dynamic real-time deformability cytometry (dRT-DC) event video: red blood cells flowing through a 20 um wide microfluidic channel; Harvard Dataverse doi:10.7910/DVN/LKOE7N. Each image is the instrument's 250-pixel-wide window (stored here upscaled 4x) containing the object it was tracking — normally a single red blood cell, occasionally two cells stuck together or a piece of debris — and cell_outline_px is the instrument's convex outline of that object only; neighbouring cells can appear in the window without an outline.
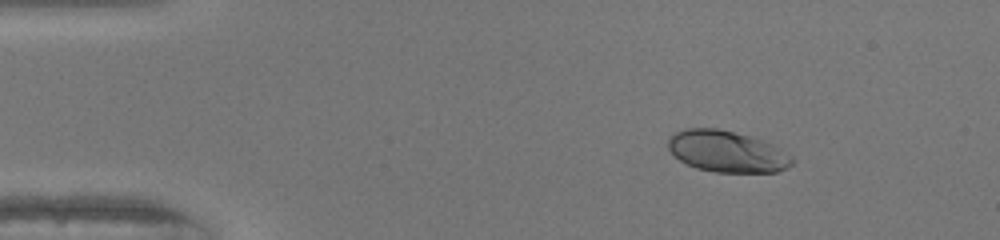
{"species": "human", "species_latin": "Homo sapiens", "temperature_condition": "warm", "stored_images_in_passage": 44, "camera_frame_rate_fps": 3000, "um_per_image_px": 0.085, "donor": {"sex": "female"}, "frame": {"image": 1, "passage_image": 1, "time_ms": 0.0, "image_size_px": [1000, 240], "cell_outline_px": [[796, 160], [788, 168], [776, 172], [716, 172], [696, 168], [680, 160], [668, 148], [668, 140], [676, 132], [688, 128], [716, 128], [748, 136], [760, 140], [792, 156]], "centroid_in_image_um": [61.79, 12.89], "position_along_channel_um": 23.2, "area_um2": 29.36}}
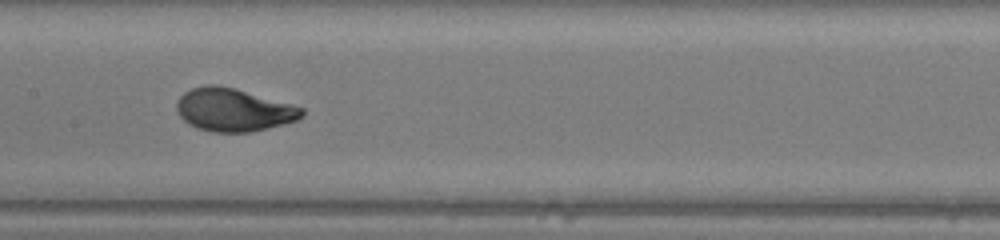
{"frame": {"image": 2, "passage_image": 19, "time_ms": 6.0, "image_size_px": [1000, 240], "cell_outline_px": [[304, 116], [296, 120], [284, 124], [268, 128], [248, 132], [212, 132], [196, 128], [188, 124], [176, 112], [176, 104], [180, 96], [184, 92], [192, 88], [204, 84], [216, 84], [236, 88], [304, 108]], "centroid_in_image_um": [19.82, 9.33], "position_along_channel_um": 187.6, "area_um2": 31.5}}
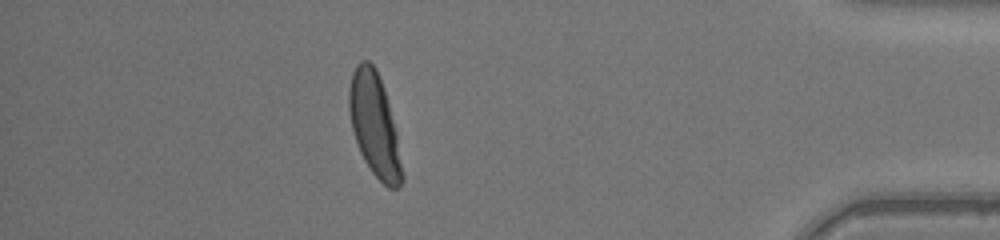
{"frame": {"image": 3, "passage_image": 38, "time_ms": 12.333, "image_size_px": [1000, 240], "cell_outline_px": [[404, 180], [396, 188], [388, 188], [372, 172], [364, 160], [360, 152], [352, 128], [348, 108], [348, 88], [352, 72], [356, 64], [360, 60], [368, 60], [376, 68], [388, 104], [396, 132], [404, 176]], "centroid_in_image_um": [31.81, 10.62], "position_along_channel_um": 403.4, "area_um2": 31.5}, "authors_computed_cell_mechanics": {"area_um2": 30.8363, "velocity_mm_per_s": 4.1411, "shape_relaxation_time_tau1_ms": 3.259, "shape_relaxation_time_tau2_ms": null, "deformation_change_tau1": 0.1855, "deformation_change_tau2": null}}